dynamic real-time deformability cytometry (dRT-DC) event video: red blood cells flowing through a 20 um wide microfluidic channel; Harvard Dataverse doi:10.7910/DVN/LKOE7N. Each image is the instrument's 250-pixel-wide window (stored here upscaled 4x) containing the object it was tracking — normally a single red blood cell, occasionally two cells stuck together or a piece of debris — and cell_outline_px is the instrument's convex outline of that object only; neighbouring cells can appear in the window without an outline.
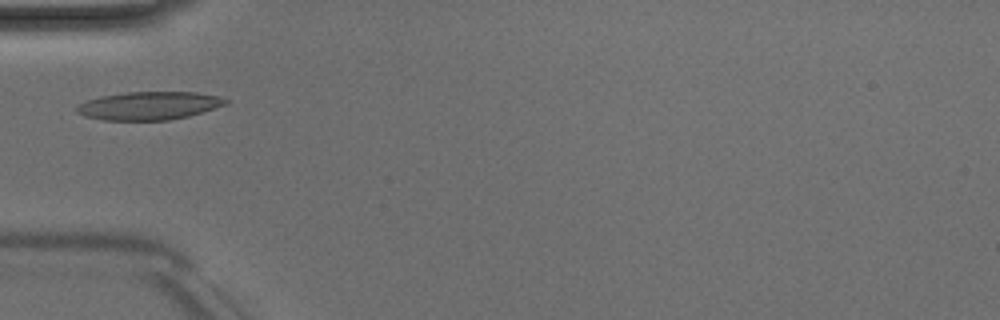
{"species": "Egyptian fruit bat (a non-hibernating species)", "species_latin": "Rousettus aegyptiacus", "temperature_condition": "room temperature", "stored_images_in_passage": 1, "camera_frame_rate_fps": 3000, "um_per_image_px": 0.085, "animal": {"sex": "male"}, "frame": {"image": 1, "passage_image": 1, "time_ms": 0.0, "image_size_px": [1000, 320], "cell_outline_px": [[228, 104], [188, 116], [168, 120], [104, 120], [84, 116], [76, 112], [76, 108], [80, 104], [88, 100], [100, 96], [124, 92], [196, 92], [216, 96], [228, 100]], "centroid_in_image_um": [12.65, 8.98], "position_along_channel_um": 72.4, "area_um2": 24.28}}